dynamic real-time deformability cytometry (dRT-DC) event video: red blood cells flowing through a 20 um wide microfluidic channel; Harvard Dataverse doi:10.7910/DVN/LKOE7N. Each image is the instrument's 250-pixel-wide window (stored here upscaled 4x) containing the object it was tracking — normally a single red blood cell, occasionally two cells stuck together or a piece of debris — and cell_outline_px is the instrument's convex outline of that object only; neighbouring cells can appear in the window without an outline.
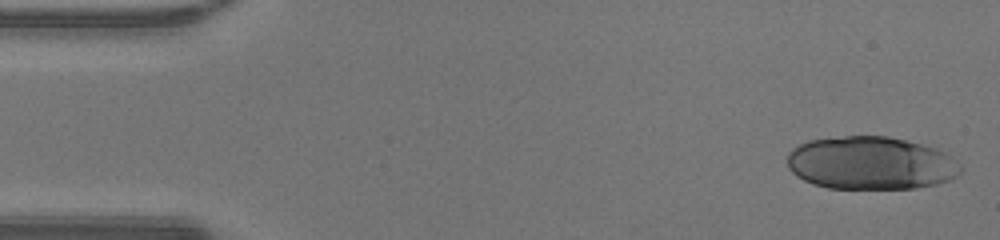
{"species": "human", "species_latin": "Homo sapiens", "temperature_condition": "warm", "stored_images_in_passage": 46, "camera_frame_rate_fps": 3000, "um_per_image_px": 0.085, "donor": {"sex": "male"}, "frame": {"image": 1, "passage_image": 1, "time_ms": 0.0, "image_size_px": [1000, 240], "cell_outline_px": [[964, 168], [952, 180], [936, 184], [916, 188], [828, 188], [812, 184], [796, 176], [788, 168], [788, 152], [792, 148], [808, 140], [844, 136], [888, 136], [924, 144], [936, 148], [944, 152], [960, 164]], "centroid_in_image_um": [74.03, 13.86], "position_along_channel_um": 11.0, "area_um2": 53.87}}
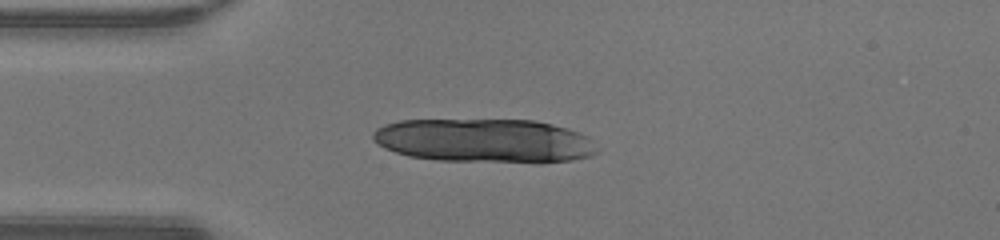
{"frame": {"image": 2, "passage_image": 11, "time_ms": 3.333, "image_size_px": [1000, 240], "cell_outline_px": [[600, 152], [592, 156], [572, 160], [540, 164], [536, 164], [436, 160], [408, 156], [384, 148], [372, 136], [372, 132], [376, 128], [384, 124], [400, 120], [536, 120], [568, 128], [580, 132], [588, 136], [600, 148]], "centroid_in_image_um": [41.28, 11.98], "position_along_channel_um": 43.7, "area_um2": 58.55}}
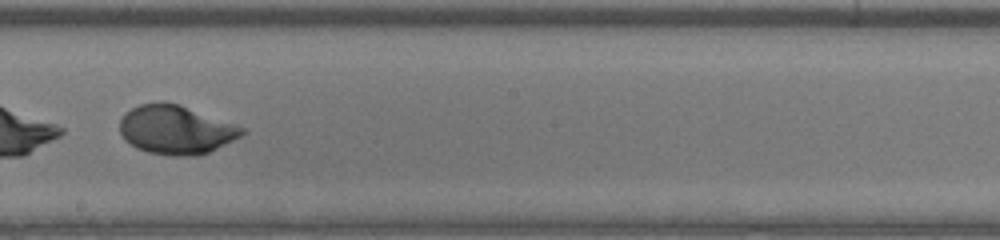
{"frame": {"image": 3, "passage_image": 26, "time_ms": 8.333, "image_size_px": [1000, 240], "cell_outline_px": [[244, 132], [240, 136], [208, 152], [196, 156], [172, 156], [148, 152], [136, 148], [124, 140], [120, 132], [120, 120], [124, 112], [140, 104], [160, 100], [164, 100], [180, 104], [244, 128]], "centroid_in_image_um": [14.88, 11.01], "position_along_channel_um": 233.3, "area_um2": 34.8}, "authors_computed_cell_mechanics": {"area_um2": 35.0846, "velocity_mm_per_s": 4.2907, "shape_relaxation_time_tau1_ms": 3.8712, "shape_relaxation_time_tau2_ms": null, "deformation_change_tau1": 0.232, "deformation_change_tau2": null}}